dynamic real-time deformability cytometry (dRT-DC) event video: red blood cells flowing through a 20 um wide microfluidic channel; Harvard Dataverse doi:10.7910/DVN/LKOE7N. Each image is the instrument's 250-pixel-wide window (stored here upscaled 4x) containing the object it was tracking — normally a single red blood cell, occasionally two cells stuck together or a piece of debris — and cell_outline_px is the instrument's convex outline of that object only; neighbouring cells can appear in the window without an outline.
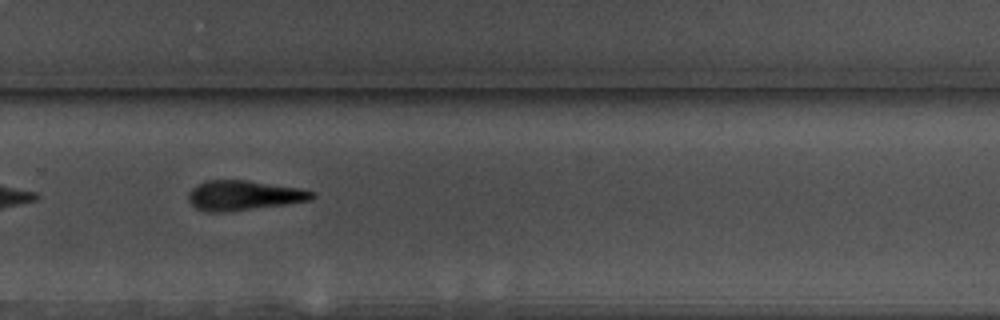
{"species": "common noctule bat (a hibernating species)", "species_latin": "Nyctalus noctula", "temperature_condition": "warm", "stored_images_in_passage": 35, "camera_frame_rate_fps": 3000, "um_per_image_px": 0.085, "animal": {"sex": "male", "body_mass_g": 17.5, "forearm_length_mm": 52.3}, "frame": {"image": 1, "passage_image": 20, "time_ms": 6.333, "image_size_px": [1000, 320], "cell_outline_px": [[316, 196], [308, 200], [284, 204], [228, 212], [204, 212], [196, 208], [188, 200], [188, 192], [192, 188], [208, 180], [248, 180], [300, 188], [316, 192]], "centroid_in_image_um": [20.7, 16.61], "position_along_channel_um": 309.1, "area_um2": 21.44}}